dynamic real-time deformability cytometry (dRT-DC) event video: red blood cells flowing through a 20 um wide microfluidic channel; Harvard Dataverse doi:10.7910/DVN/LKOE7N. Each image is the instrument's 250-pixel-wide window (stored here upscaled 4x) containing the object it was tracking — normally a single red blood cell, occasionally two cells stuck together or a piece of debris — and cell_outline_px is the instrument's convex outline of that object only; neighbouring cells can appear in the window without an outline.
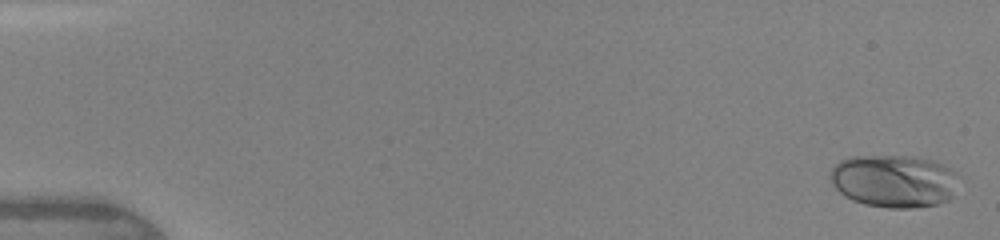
{"species": "human", "species_latin": "Homo sapiens", "temperature_condition": "warm", "stored_images_in_passage": 10, "camera_frame_rate_fps": 3000, "um_per_image_px": 0.085, "donor": {"sex": "female"}, "frame": {"image": 1, "passage_image": 1, "time_ms": 0.0, "image_size_px": [1000, 240], "cell_outline_px": [[956, 172], [952, 196], [948, 200], [936, 204], [912, 208], [888, 208], [864, 204], [852, 200], [844, 196], [832, 184], [828, 172], [840, 160], [852, 156], [912, 156], [932, 160], [944, 164]], "centroid_in_image_um": [75.94, 15.38], "position_along_channel_um": 9.1, "area_um2": 39.48}}
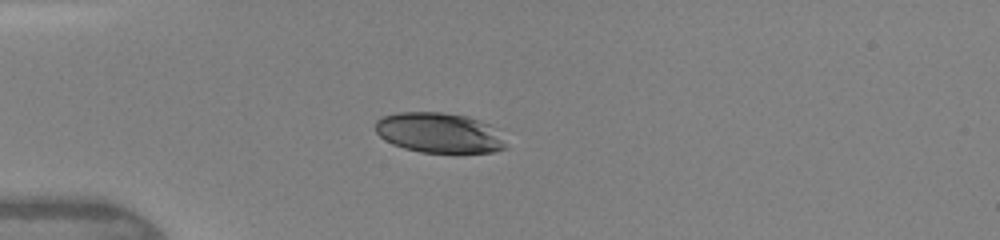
{"frame": {"image": 2, "passage_image": 7, "time_ms": 4.0, "image_size_px": [1000, 240], "cell_outline_px": [[504, 148], [492, 152], [420, 152], [404, 148], [392, 144], [384, 140], [376, 132], [376, 120], [384, 116], [396, 112], [444, 112], [468, 116], [480, 120], [488, 124], [504, 144]], "centroid_in_image_um": [37.23, 11.27], "position_along_channel_um": 47.8, "area_um2": 30.06}}
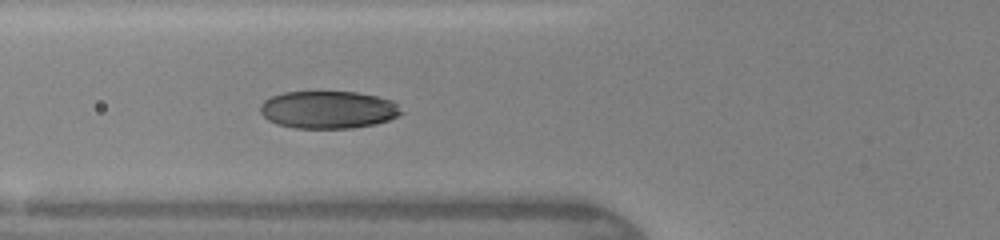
{"frame": {"image": 3, "passage_image": 10, "time_ms": 5.667, "image_size_px": [1000, 240], "cell_outline_px": [[404, 112], [400, 116], [376, 124], [352, 128], [296, 128], [276, 124], [268, 120], [260, 112], [260, 104], [264, 100], [272, 96], [284, 92], [356, 92], [396, 100]], "centroid_in_image_um": [27.95, 9.32], "position_along_channel_um": 97.9, "area_um2": 31.21}}